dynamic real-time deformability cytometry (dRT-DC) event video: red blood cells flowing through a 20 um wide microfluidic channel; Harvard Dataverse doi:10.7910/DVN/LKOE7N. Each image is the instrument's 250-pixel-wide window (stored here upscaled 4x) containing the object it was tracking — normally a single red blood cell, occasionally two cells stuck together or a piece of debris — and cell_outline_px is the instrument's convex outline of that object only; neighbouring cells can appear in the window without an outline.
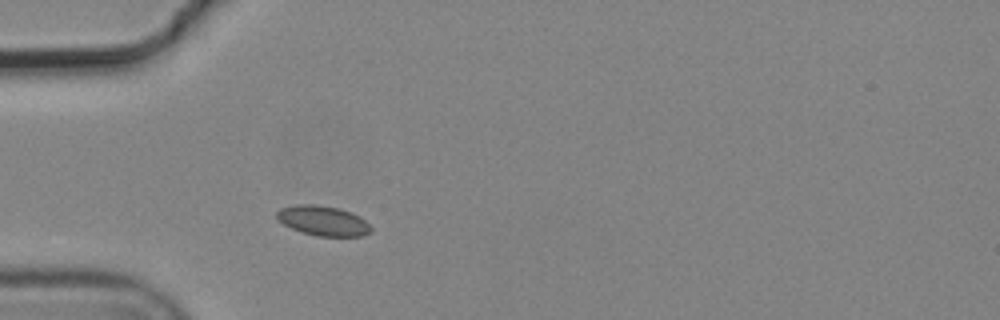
{"species": "common noctule bat (a hibernating species)", "species_latin": "Nyctalus noctula", "temperature_condition": "cold", "stored_images_in_passage": 3, "camera_frame_rate_fps": 3000, "um_per_image_px": 0.085, "animal": {"sex": "male", "body_mass_g": 19.2, "forearm_length_mm": 51.8}, "frame": {"image": 1, "passage_image": 3, "time_ms": 0.667, "image_size_px": [1000, 320], "cell_outline_px": [[372, 232], [364, 236], [316, 236], [300, 232], [276, 220], [276, 212], [280, 208], [296, 204], [316, 204], [340, 208], [352, 212], [360, 216], [372, 228]], "centroid_in_image_um": [27.45, 18.76], "position_along_channel_um": 57.5, "area_um2": 16.7}}